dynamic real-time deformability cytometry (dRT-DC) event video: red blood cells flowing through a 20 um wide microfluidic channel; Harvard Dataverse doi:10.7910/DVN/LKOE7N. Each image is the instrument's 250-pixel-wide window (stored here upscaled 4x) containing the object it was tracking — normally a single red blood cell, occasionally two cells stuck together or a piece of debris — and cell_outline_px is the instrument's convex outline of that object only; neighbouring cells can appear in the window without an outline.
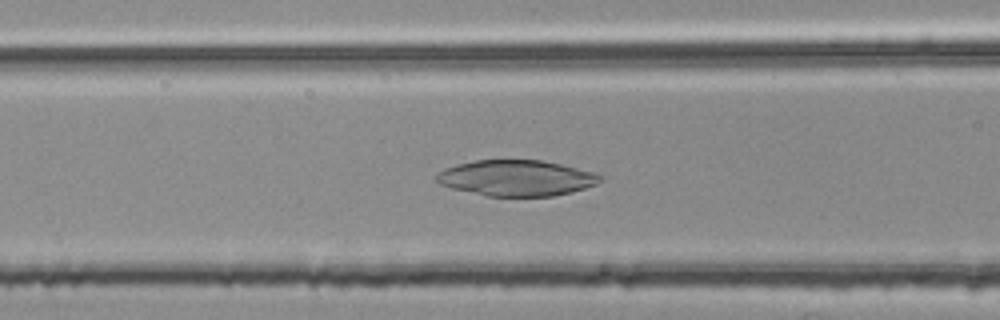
{"species": "common noctule bat (a hibernating species)", "species_latin": "Nyctalus noctula", "temperature_condition": "room temperature", "stored_images_in_passage": 38, "camera_frame_rate_fps": 3000, "um_per_image_px": 0.085, "animal": {"sex": "female", "body_mass_g": 25.1}, "frame": {"image": 1, "passage_image": 12, "time_ms": 3.667, "image_size_px": [1000, 320], "cell_outline_px": [[604, 180], [596, 184], [572, 192], [552, 196], [488, 196], [452, 188], [440, 184], [436, 180], [436, 176], [444, 168], [456, 164], [476, 160], [540, 160], [560, 164], [592, 172], [604, 176]], "centroid_in_image_um": [43.91, 15.13], "position_along_channel_um": 122.7, "area_um2": 34.04}}
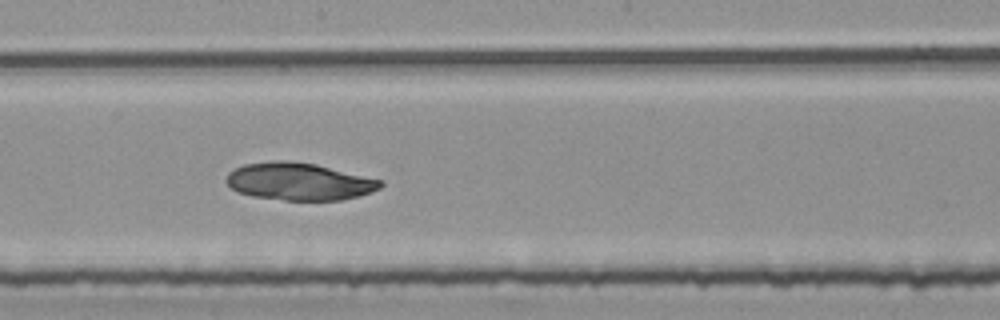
{"frame": {"image": 2, "passage_image": 20, "time_ms": 6.333, "image_size_px": [1000, 320], "cell_outline_px": [[384, 184], [380, 188], [372, 192], [360, 196], [340, 200], [284, 200], [252, 196], [240, 192], [232, 188], [224, 180], [228, 172], [244, 164], [272, 160], [288, 160], [316, 164], [380, 180]], "centroid_in_image_um": [25.4, 15.42], "position_along_channel_um": 222.8, "area_um2": 33.58}}
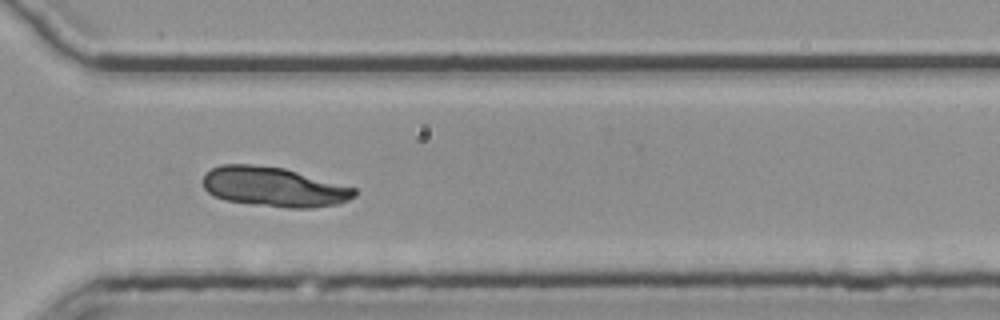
{"frame": {"image": 3, "passage_image": 30, "time_ms": 9.667, "image_size_px": [1000, 320], "cell_outline_px": [[356, 196], [340, 204], [312, 208], [288, 208], [252, 204], [224, 200], [212, 196], [204, 188], [204, 176], [212, 168], [220, 164], [252, 164], [284, 168], [356, 188]], "centroid_in_image_um": [23.29, 15.89], "position_along_channel_um": 347.3, "area_um2": 35.14}}